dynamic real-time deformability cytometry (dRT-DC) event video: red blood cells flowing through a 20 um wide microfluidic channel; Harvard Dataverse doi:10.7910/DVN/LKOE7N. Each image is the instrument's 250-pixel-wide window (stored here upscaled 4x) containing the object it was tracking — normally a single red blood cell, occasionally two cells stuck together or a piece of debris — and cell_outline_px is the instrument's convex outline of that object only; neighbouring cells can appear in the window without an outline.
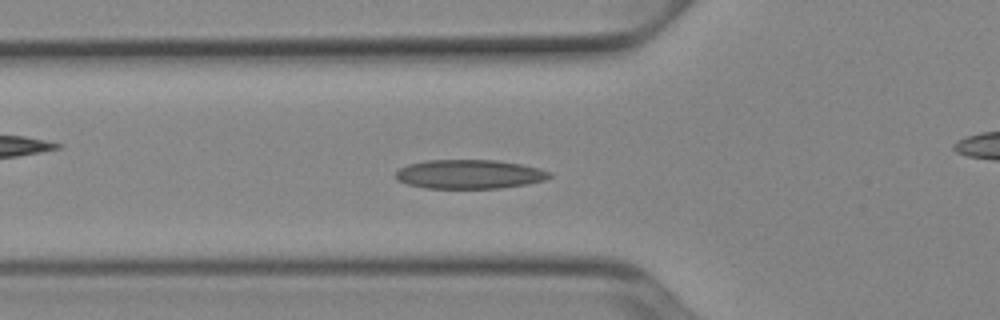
{"species": "Egyptian fruit bat (a non-hibernating species)", "species_latin": "Rousettus aegyptiacus", "temperature_condition": "cold", "stored_images_in_passage": 28, "segment_of_instrument_passage": [1, 2], "camera_frame_rate_fps": 3000, "um_per_image_px": 0.085, "animal": {"sex": "female"}, "frame": {"image": 1, "passage_image": 18, "time_ms": 5.667, "image_size_px": [1000, 320], "cell_outline_px": [[552, 176], [544, 180], [528, 184], [500, 188], [424, 188], [408, 184], [396, 180], [396, 172], [400, 168], [408, 164], [428, 160], [496, 160], [520, 164], [540, 168], [552, 172]], "centroid_in_image_um": [39.92, 14.81], "position_along_channel_um": 85.9, "area_um2": 26.13}}
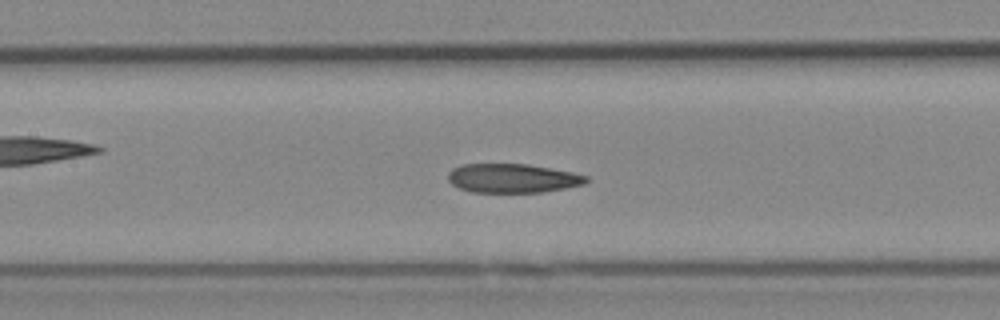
{"frame": {"image": 2, "passage_image": 24, "time_ms": 7.667, "image_size_px": [1000, 320], "cell_outline_px": [[588, 180], [584, 184], [544, 192], [472, 192], [460, 188], [452, 184], [448, 180], [448, 172], [452, 168], [460, 164], [528, 164], [572, 172], [588, 176]], "centroid_in_image_um": [43.55, 15.14], "position_along_channel_um": 163.9, "area_um2": 23.35}}
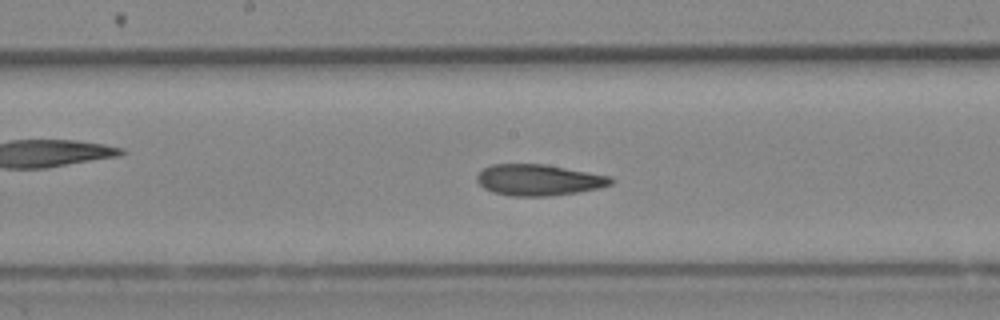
{"frame": {"image": 3, "passage_image": 27, "time_ms": 8.667, "image_size_px": [1000, 320], "cell_outline_px": [[616, 180], [612, 184], [600, 188], [576, 192], [548, 196], [512, 196], [492, 192], [484, 188], [476, 180], [476, 176], [484, 168], [492, 164], [544, 164], [612, 176]], "centroid_in_image_um": [45.81, 15.29], "position_along_channel_um": 202.4, "area_um2": 24.39}}